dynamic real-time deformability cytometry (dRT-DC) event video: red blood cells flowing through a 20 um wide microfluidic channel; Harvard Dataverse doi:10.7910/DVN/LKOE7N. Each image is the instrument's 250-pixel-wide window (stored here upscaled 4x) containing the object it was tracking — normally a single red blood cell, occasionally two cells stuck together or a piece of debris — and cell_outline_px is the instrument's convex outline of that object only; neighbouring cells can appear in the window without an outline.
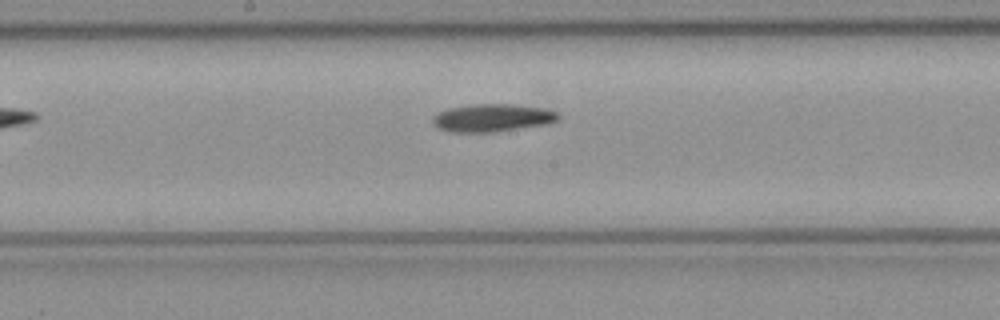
{"species": "common noctule bat (a hibernating species)", "species_latin": "Nyctalus noctula", "temperature_condition": "cold", "stored_images_in_passage": 6, "camera_frame_rate_fps": 3000, "um_per_image_px": 0.085, "animal": {"sex": "female", "body_mass_g": 21.9}, "frame": {"image": 1, "passage_image": 6, "time_ms": 1.667, "image_size_px": [1000, 320], "cell_outline_px": [[560, 120], [548, 124], [496, 132], [452, 132], [440, 128], [432, 124], [432, 116], [448, 108], [476, 104], [508, 104], [540, 108], [556, 112], [560, 116]], "centroid_in_image_um": [41.85, 10.03], "position_along_channel_um": 206.4, "area_um2": 20.23}}